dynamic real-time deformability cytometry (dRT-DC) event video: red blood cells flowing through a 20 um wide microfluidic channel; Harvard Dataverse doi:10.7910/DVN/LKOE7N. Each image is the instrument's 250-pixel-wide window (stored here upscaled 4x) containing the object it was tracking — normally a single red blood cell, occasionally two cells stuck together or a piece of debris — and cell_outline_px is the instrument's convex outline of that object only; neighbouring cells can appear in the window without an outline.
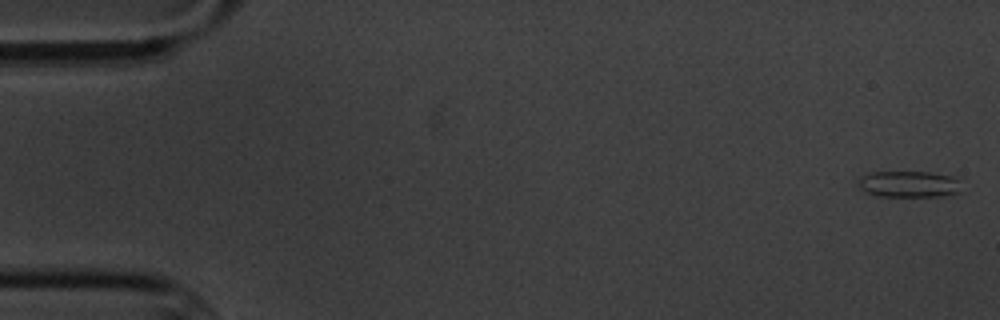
{"species": "common noctule bat (a hibernating species)", "species_latin": "Nyctalus noctula", "temperature_condition": "cold", "stored_images_in_passage": 6, "camera_frame_rate_fps": 3000, "um_per_image_px": 0.085, "animal": {"sex": "male", "body_mass_g": 20.1, "forearm_length_mm": 53.5}, "frame": {"image": 1, "passage_image": 1, "time_ms": 0.0, "image_size_px": [1000, 320], "cell_outline_px": [[960, 180], [956, 192], [940, 196], [880, 196], [868, 192], [860, 188], [856, 184], [860, 176], [872, 172], [932, 172], [952, 176]], "centroid_in_image_um": [77.2, 15.63], "position_along_channel_um": 7.8, "area_um2": 15.66}}
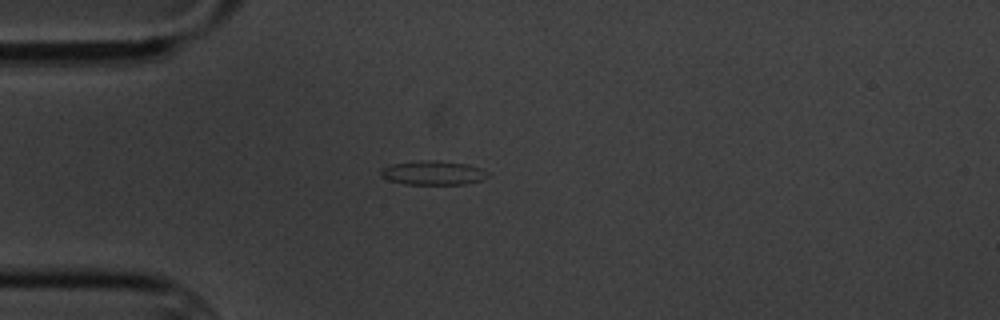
{"frame": {"image": 2, "passage_image": 4, "time_ms": 4.667, "image_size_px": [1000, 320], "cell_outline_px": [[488, 176], [480, 180], [464, 184], [404, 184], [388, 180], [380, 176], [380, 168], [392, 164], [420, 160], [436, 160], [468, 164], [480, 168]], "centroid_in_image_um": [36.73, 14.68], "position_along_channel_um": 48.3, "area_um2": 14.97}}
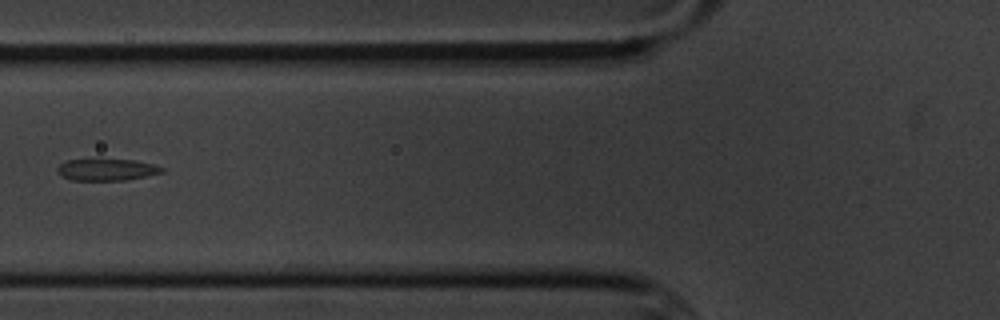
{"frame": {"image": 3, "passage_image": 6, "time_ms": 7.0, "image_size_px": [1000, 320], "cell_outline_px": [[164, 172], [148, 176], [128, 180], [72, 180], [60, 176], [56, 172], [56, 168], [60, 164], [68, 160], [132, 160], [152, 164], [164, 168]], "centroid_in_image_um": [9.06, 14.44], "position_along_channel_um": 116.7, "area_um2": 13.18}}